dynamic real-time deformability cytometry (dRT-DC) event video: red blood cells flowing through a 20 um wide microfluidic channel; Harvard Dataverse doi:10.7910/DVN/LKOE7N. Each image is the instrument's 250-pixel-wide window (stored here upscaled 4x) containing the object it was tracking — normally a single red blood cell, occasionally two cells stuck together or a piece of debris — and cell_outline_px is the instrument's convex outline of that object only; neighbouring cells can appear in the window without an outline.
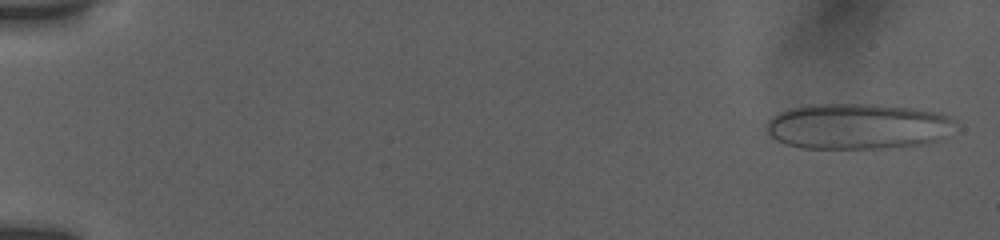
{"species": "human", "species_latin": "Homo sapiens", "temperature_condition": "room temperature", "stored_images_in_passage": 6, "camera_frame_rate_fps": 3000, "um_per_image_px": 0.085, "donor": {"sex": "female"}, "frame": {"image": 1, "passage_image": 1, "time_ms": 0.0, "image_size_px": [1000, 240], "cell_outline_px": [[948, 120], [928, 140], [916, 144], [872, 148], [804, 148], [788, 144], [772, 136], [768, 132], [768, 124], [772, 116], [776, 112], [788, 108], [808, 104], [884, 104], [920, 108], [944, 112], [948, 116]], "centroid_in_image_um": [72.66, 10.68], "position_along_channel_um": 12.3, "area_um2": 48.49}}